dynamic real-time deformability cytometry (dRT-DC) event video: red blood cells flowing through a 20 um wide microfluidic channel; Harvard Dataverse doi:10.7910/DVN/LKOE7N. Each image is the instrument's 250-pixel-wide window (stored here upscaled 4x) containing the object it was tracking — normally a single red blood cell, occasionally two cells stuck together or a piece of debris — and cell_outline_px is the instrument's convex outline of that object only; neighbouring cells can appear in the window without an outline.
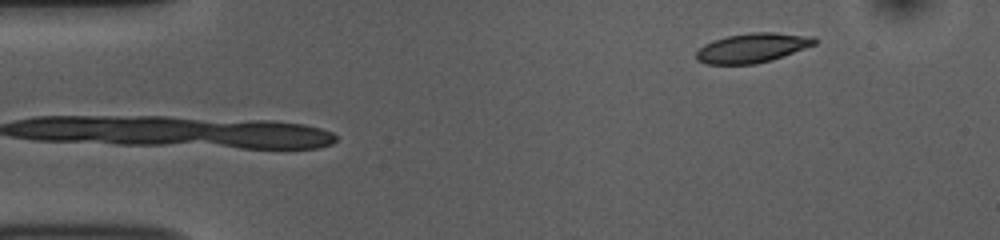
{"species": "common noctule bat (a hibernating species)", "species_latin": "Nyctalus noctula", "temperature_condition": "room temperature", "stored_images_in_passage": 48, "camera_frame_rate_fps": 3000, "um_per_image_px": 0.085, "animal": {"sex": "female", "body_mass_g": 10.0, "forearm_length_mm": 53.1}, "frame": {"image": 1, "passage_image": 1, "time_ms": 0.0, "image_size_px": [1000, 240], "cell_outline_px": [[816, 44], [772, 60], [756, 64], [704, 64], [696, 60], [696, 52], [704, 44], [712, 40], [728, 36], [752, 32], [776, 32], [816, 36]], "centroid_in_image_um": [63.95, 4.06], "position_along_channel_um": 21.0, "area_um2": 20.46}}
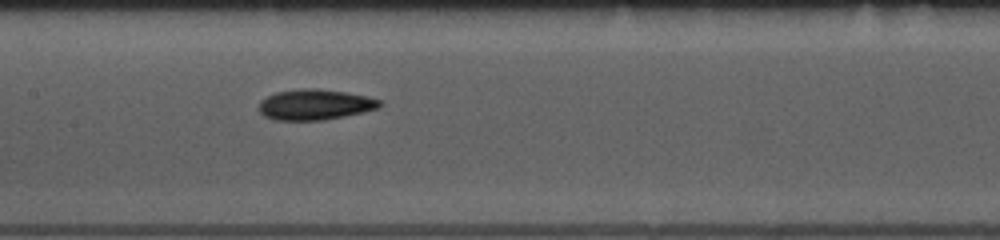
{"frame": {"image": 2, "passage_image": 20, "time_ms": 6.333, "image_size_px": [1000, 240], "cell_outline_px": [[384, 104], [380, 108], [364, 112], [324, 120], [276, 120], [264, 116], [256, 108], [260, 100], [276, 92], [304, 88], [316, 88], [344, 92], [368, 96], [380, 100]], "centroid_in_image_um": [26.77, 8.89], "position_along_channel_um": 180.6, "area_um2": 21.73}}
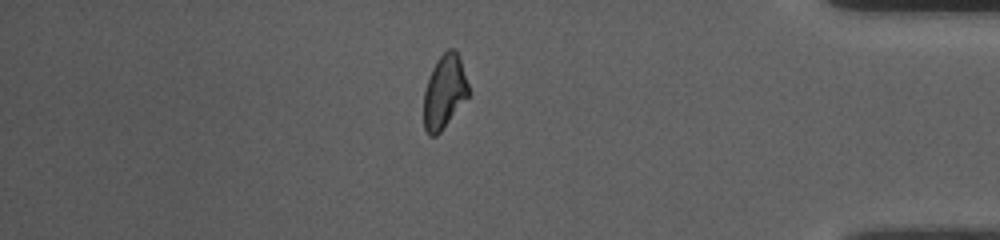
{"frame": {"image": 3, "passage_image": 40, "time_ms": 13.0, "image_size_px": [1000, 240], "cell_outline_px": [[472, 92], [440, 132], [436, 136], [428, 136], [424, 128], [424, 92], [428, 76], [436, 60], [448, 48], [456, 48]], "centroid_in_image_um": [37.79, 7.78], "position_along_channel_um": 397.4, "area_um2": 19.54}, "authors_computed_cell_mechanics": {"area_um2": 20.4323, "velocity_mm_per_s": 3.7521, "shape_relaxation_time_tau1_ms": 5.1464, "shape_relaxation_time_tau2_ms": 3.0237, "deformation_change_tau1": 0.1534, "deformation_change_tau2": 0.0869}}